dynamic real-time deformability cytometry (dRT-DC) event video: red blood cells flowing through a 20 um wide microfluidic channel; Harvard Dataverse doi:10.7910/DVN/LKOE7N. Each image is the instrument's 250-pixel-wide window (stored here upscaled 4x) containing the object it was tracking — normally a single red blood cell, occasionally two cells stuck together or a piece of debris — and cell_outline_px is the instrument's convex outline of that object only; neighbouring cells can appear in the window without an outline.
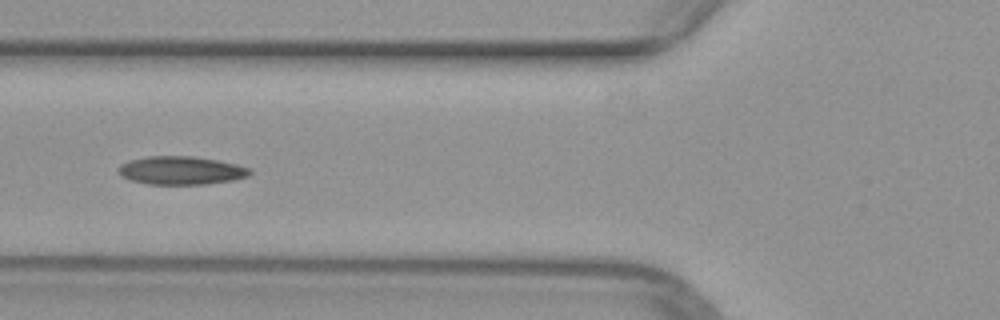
{"species": "common noctule bat (a hibernating species)", "species_latin": "Nyctalus noctula", "temperature_condition": "warm", "stored_images_in_passage": 44, "camera_frame_rate_fps": 3000, "um_per_image_px": 0.085, "animal": {"sex": "female", "body_mass_g": 29.2, "forearm_length_mm": 56.3}, "frame": {"image": 1, "passage_image": 13, "time_ms": 4.0, "image_size_px": [1000, 320], "cell_outline_px": [[252, 172], [248, 176], [232, 180], [204, 184], [148, 184], [128, 180], [120, 176], [116, 172], [116, 168], [120, 164], [128, 160], [148, 156], [192, 156], [216, 160], [236, 164], [252, 168]], "centroid_in_image_um": [15.32, 14.48], "position_along_channel_um": 110.5, "area_um2": 21.91}}
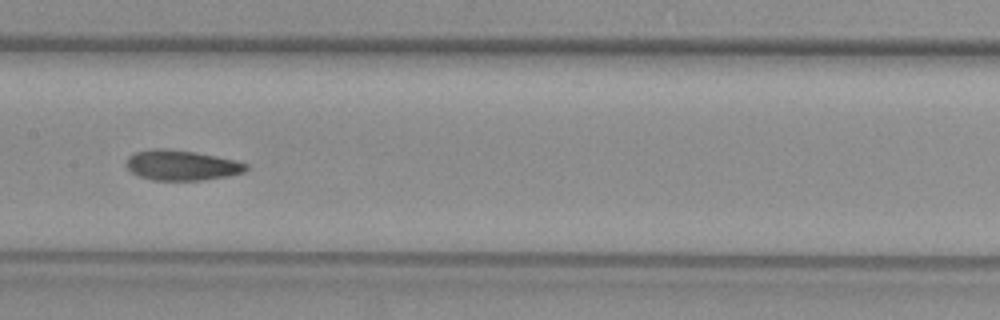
{"frame": {"image": 2, "passage_image": 19, "time_ms": 6.0, "image_size_px": [1000, 320], "cell_outline_px": [[248, 168], [244, 172], [228, 176], [204, 180], [152, 180], [140, 176], [132, 172], [128, 168], [128, 156], [136, 152], [152, 148], [164, 148], [196, 152], [216, 156], [248, 164]], "centroid_in_image_um": [15.45, 14.04], "position_along_channel_um": 192.0, "area_um2": 20.92}}